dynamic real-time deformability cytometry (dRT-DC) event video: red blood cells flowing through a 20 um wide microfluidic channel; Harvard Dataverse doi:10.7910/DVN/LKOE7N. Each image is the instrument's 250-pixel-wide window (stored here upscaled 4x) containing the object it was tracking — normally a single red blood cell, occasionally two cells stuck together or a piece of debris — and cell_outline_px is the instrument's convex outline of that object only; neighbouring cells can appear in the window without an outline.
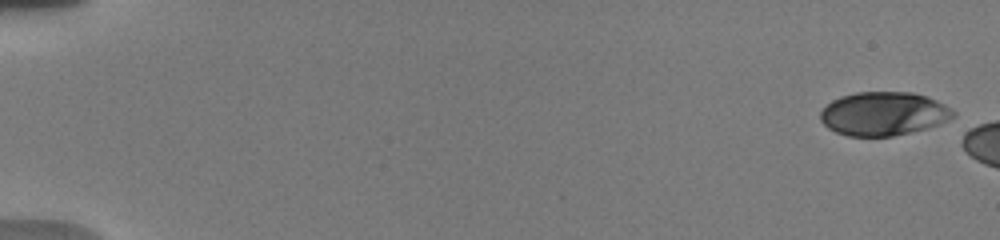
{"species": "human", "species_latin": "Homo sapiens", "temperature_condition": "warm", "stored_images_in_passage": 5, "camera_frame_rate_fps": 3000, "um_per_image_px": 0.085, "donor": {"sex": "male"}, "frame": {"image": 1, "passage_image": 1, "time_ms": 0.0, "image_size_px": [1000, 240], "cell_outline_px": [[956, 116], [940, 124], [928, 128], [892, 136], [848, 136], [836, 132], [828, 128], [820, 120], [820, 112], [832, 100], [840, 96], [856, 92], [912, 92], [928, 96], [952, 108], [956, 112]], "centroid_in_image_um": [75.13, 9.66], "position_along_channel_um": 9.9, "area_um2": 33.99}}